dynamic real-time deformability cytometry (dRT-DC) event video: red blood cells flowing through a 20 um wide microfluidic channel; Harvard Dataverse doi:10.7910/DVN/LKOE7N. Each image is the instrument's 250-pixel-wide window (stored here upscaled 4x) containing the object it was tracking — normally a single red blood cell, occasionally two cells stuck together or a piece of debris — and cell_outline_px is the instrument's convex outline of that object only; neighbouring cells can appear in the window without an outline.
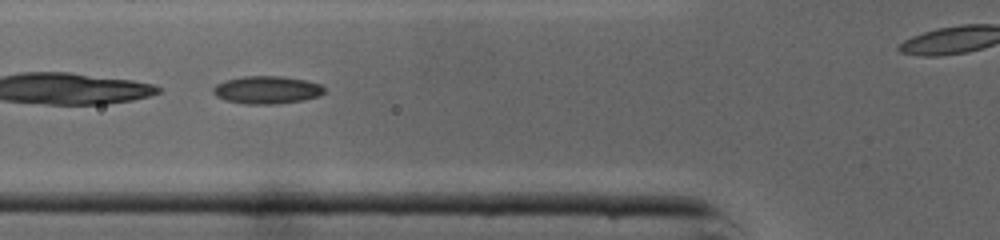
{"species": "common noctule bat (a hibernating species)", "species_latin": "Nyctalus noctula", "temperature_condition": "cold", "stored_images_in_passage": 31, "camera_frame_rate_fps": 3000, "um_per_image_px": 0.085, "animal": {"sex": "male", "body_mass_g": 19.0, "forearm_length_mm": 50.8}, "frame": {"image": 1, "passage_image": 8, "time_ms": 2.333, "image_size_px": [1000, 240], "cell_outline_px": [[324, 92], [320, 96], [304, 100], [276, 104], [248, 104], [224, 100], [216, 96], [212, 92], [212, 88], [216, 84], [228, 80], [244, 76], [280, 76], [304, 80], [320, 84], [324, 88]], "centroid_in_image_um": [22.68, 7.65], "position_along_channel_um": 103.1, "area_um2": 17.92}}
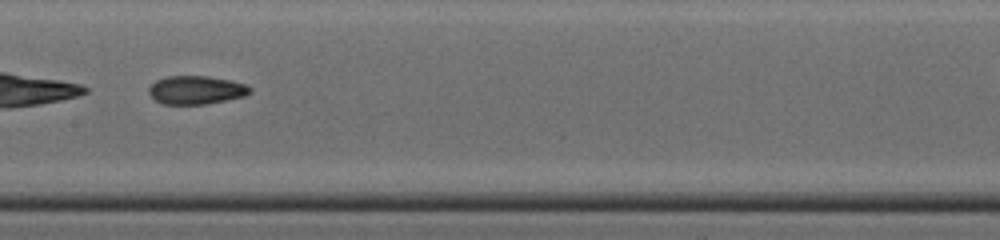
{"frame": {"image": 2, "passage_image": 14, "time_ms": 4.333, "image_size_px": [1000, 240], "cell_outline_px": [[252, 92], [244, 96], [204, 104], [164, 104], [156, 100], [148, 92], [148, 88], [156, 80], [168, 76], [208, 76], [248, 84], [252, 88]], "centroid_in_image_um": [16.69, 7.64], "position_along_channel_um": 190.7, "area_um2": 16.65}}
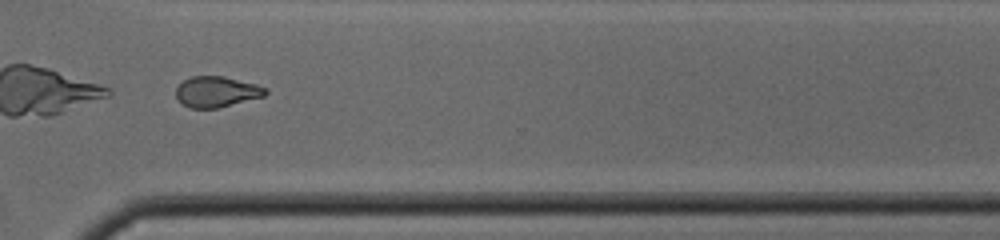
{"frame": {"image": 3, "passage_image": 25, "time_ms": 8.0, "image_size_px": [1000, 240], "cell_outline_px": [[268, 92], [264, 96], [216, 108], [188, 108], [176, 96], [176, 88], [184, 80], [192, 76], [224, 76], [256, 84], [268, 88]], "centroid_in_image_um": [18.43, 7.79], "position_along_channel_um": 352.2, "area_um2": 15.9}, "authors_computed_cell_mechanics": {"area_um2": 16.9932, "velocity_mm_per_s": 4.3835, "shape_relaxation_time_tau1_ms": null, "shape_relaxation_time_tau2_ms": 2.1817, "deformation_change_tau1": null, "deformation_change_tau2": 0.087}}